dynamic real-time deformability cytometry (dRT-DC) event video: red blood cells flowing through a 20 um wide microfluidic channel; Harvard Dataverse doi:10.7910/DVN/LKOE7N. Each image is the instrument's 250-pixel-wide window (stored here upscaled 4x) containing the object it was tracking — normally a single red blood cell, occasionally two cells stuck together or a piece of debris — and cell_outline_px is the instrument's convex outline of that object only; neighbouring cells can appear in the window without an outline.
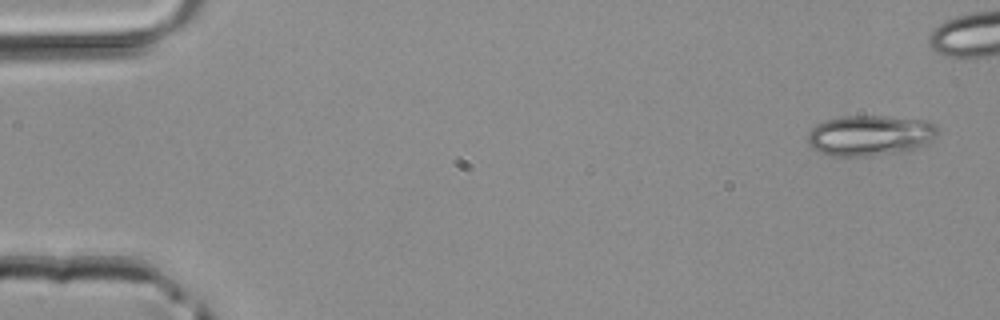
{"species": "common noctule bat (a hibernating species)", "species_latin": "Nyctalus noctula", "temperature_condition": "room temperature", "stored_images_in_passage": 4, "camera_frame_rate_fps": 3000, "um_per_image_px": 0.085, "animal": {"sex": "male", "body_mass_g": 20.4}, "frame": {"image": 1, "passage_image": 1, "time_ms": 0.0, "image_size_px": [1000, 320], "cell_outline_px": [[940, 132], [928, 144], [904, 152], [868, 156], [832, 156], [820, 152], [812, 148], [808, 144], [808, 132], [816, 124], [824, 120], [840, 116], [884, 116], [924, 120], [936, 124], [940, 128]], "centroid_in_image_um": [73.98, 11.51], "position_along_channel_um": 11.0, "area_um2": 31.21}}